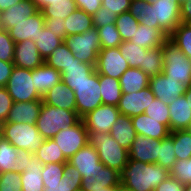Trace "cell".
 Listing matches in <instances>:
<instances>
[{"label": "cell", "instance_id": "cell-3", "mask_svg": "<svg viewBox=\"0 0 191 191\" xmlns=\"http://www.w3.org/2000/svg\"><path fill=\"white\" fill-rule=\"evenodd\" d=\"M88 141L94 146L100 161L107 167L122 172L129 160V152L110 133L90 131Z\"/></svg>", "mask_w": 191, "mask_h": 191}, {"label": "cell", "instance_id": "cell-64", "mask_svg": "<svg viewBox=\"0 0 191 191\" xmlns=\"http://www.w3.org/2000/svg\"><path fill=\"white\" fill-rule=\"evenodd\" d=\"M90 191H117V188H102L100 190H98V189H91Z\"/></svg>", "mask_w": 191, "mask_h": 191}, {"label": "cell", "instance_id": "cell-69", "mask_svg": "<svg viewBox=\"0 0 191 191\" xmlns=\"http://www.w3.org/2000/svg\"><path fill=\"white\" fill-rule=\"evenodd\" d=\"M187 25L191 28V21H189V22L187 23Z\"/></svg>", "mask_w": 191, "mask_h": 191}, {"label": "cell", "instance_id": "cell-10", "mask_svg": "<svg viewBox=\"0 0 191 191\" xmlns=\"http://www.w3.org/2000/svg\"><path fill=\"white\" fill-rule=\"evenodd\" d=\"M53 139L67 160L89 143L88 131L82 119L74 126L60 130Z\"/></svg>", "mask_w": 191, "mask_h": 191}, {"label": "cell", "instance_id": "cell-67", "mask_svg": "<svg viewBox=\"0 0 191 191\" xmlns=\"http://www.w3.org/2000/svg\"><path fill=\"white\" fill-rule=\"evenodd\" d=\"M143 1H145L147 3H153L155 0H143Z\"/></svg>", "mask_w": 191, "mask_h": 191}, {"label": "cell", "instance_id": "cell-65", "mask_svg": "<svg viewBox=\"0 0 191 191\" xmlns=\"http://www.w3.org/2000/svg\"><path fill=\"white\" fill-rule=\"evenodd\" d=\"M185 191H191V183L185 185Z\"/></svg>", "mask_w": 191, "mask_h": 191}, {"label": "cell", "instance_id": "cell-37", "mask_svg": "<svg viewBox=\"0 0 191 191\" xmlns=\"http://www.w3.org/2000/svg\"><path fill=\"white\" fill-rule=\"evenodd\" d=\"M118 48L122 57L128 61L129 67L144 69L146 48L136 46L130 41L122 42Z\"/></svg>", "mask_w": 191, "mask_h": 191}, {"label": "cell", "instance_id": "cell-18", "mask_svg": "<svg viewBox=\"0 0 191 191\" xmlns=\"http://www.w3.org/2000/svg\"><path fill=\"white\" fill-rule=\"evenodd\" d=\"M44 63L37 46L33 40H25L15 43L14 61L16 67L24 69H36Z\"/></svg>", "mask_w": 191, "mask_h": 191}, {"label": "cell", "instance_id": "cell-32", "mask_svg": "<svg viewBox=\"0 0 191 191\" xmlns=\"http://www.w3.org/2000/svg\"><path fill=\"white\" fill-rule=\"evenodd\" d=\"M92 28V16L83 10L76 9L65 19L66 37L74 34H82Z\"/></svg>", "mask_w": 191, "mask_h": 191}, {"label": "cell", "instance_id": "cell-19", "mask_svg": "<svg viewBox=\"0 0 191 191\" xmlns=\"http://www.w3.org/2000/svg\"><path fill=\"white\" fill-rule=\"evenodd\" d=\"M38 11L31 0H23L0 13V29L9 31L18 23L27 20Z\"/></svg>", "mask_w": 191, "mask_h": 191}, {"label": "cell", "instance_id": "cell-54", "mask_svg": "<svg viewBox=\"0 0 191 191\" xmlns=\"http://www.w3.org/2000/svg\"><path fill=\"white\" fill-rule=\"evenodd\" d=\"M34 156L35 155L28 150L19 149L17 153V157L15 159V164H16L15 172H19V173L25 172V168L29 166V164L31 163V159Z\"/></svg>", "mask_w": 191, "mask_h": 191}, {"label": "cell", "instance_id": "cell-50", "mask_svg": "<svg viewBox=\"0 0 191 191\" xmlns=\"http://www.w3.org/2000/svg\"><path fill=\"white\" fill-rule=\"evenodd\" d=\"M0 191H22V180L19 172L0 174Z\"/></svg>", "mask_w": 191, "mask_h": 191}, {"label": "cell", "instance_id": "cell-41", "mask_svg": "<svg viewBox=\"0 0 191 191\" xmlns=\"http://www.w3.org/2000/svg\"><path fill=\"white\" fill-rule=\"evenodd\" d=\"M149 77L156 76L163 71V51L161 47L147 49L145 52L144 69Z\"/></svg>", "mask_w": 191, "mask_h": 191}, {"label": "cell", "instance_id": "cell-63", "mask_svg": "<svg viewBox=\"0 0 191 191\" xmlns=\"http://www.w3.org/2000/svg\"><path fill=\"white\" fill-rule=\"evenodd\" d=\"M117 191H135L133 189H130L122 184H120L118 187H117Z\"/></svg>", "mask_w": 191, "mask_h": 191}, {"label": "cell", "instance_id": "cell-1", "mask_svg": "<svg viewBox=\"0 0 191 191\" xmlns=\"http://www.w3.org/2000/svg\"><path fill=\"white\" fill-rule=\"evenodd\" d=\"M129 13L139 20V24L159 29L166 37L182 23L178 0H155L153 3L132 0Z\"/></svg>", "mask_w": 191, "mask_h": 191}, {"label": "cell", "instance_id": "cell-48", "mask_svg": "<svg viewBox=\"0 0 191 191\" xmlns=\"http://www.w3.org/2000/svg\"><path fill=\"white\" fill-rule=\"evenodd\" d=\"M15 42L10 37L9 32L0 29V60L3 62L14 61Z\"/></svg>", "mask_w": 191, "mask_h": 191}, {"label": "cell", "instance_id": "cell-31", "mask_svg": "<svg viewBox=\"0 0 191 191\" xmlns=\"http://www.w3.org/2000/svg\"><path fill=\"white\" fill-rule=\"evenodd\" d=\"M95 71V65L80 62L76 57L73 63L61 71L64 84H80Z\"/></svg>", "mask_w": 191, "mask_h": 191}, {"label": "cell", "instance_id": "cell-6", "mask_svg": "<svg viewBox=\"0 0 191 191\" xmlns=\"http://www.w3.org/2000/svg\"><path fill=\"white\" fill-rule=\"evenodd\" d=\"M0 135L18 150L24 149L35 153L44 142L36 124L5 122L0 125Z\"/></svg>", "mask_w": 191, "mask_h": 191}, {"label": "cell", "instance_id": "cell-25", "mask_svg": "<svg viewBox=\"0 0 191 191\" xmlns=\"http://www.w3.org/2000/svg\"><path fill=\"white\" fill-rule=\"evenodd\" d=\"M109 133L125 149L129 150L137 133L133 127L131 117L119 115Z\"/></svg>", "mask_w": 191, "mask_h": 191}, {"label": "cell", "instance_id": "cell-46", "mask_svg": "<svg viewBox=\"0 0 191 191\" xmlns=\"http://www.w3.org/2000/svg\"><path fill=\"white\" fill-rule=\"evenodd\" d=\"M144 113L169 128V107L160 99L154 98V100L150 102L148 107L145 109Z\"/></svg>", "mask_w": 191, "mask_h": 191}, {"label": "cell", "instance_id": "cell-53", "mask_svg": "<svg viewBox=\"0 0 191 191\" xmlns=\"http://www.w3.org/2000/svg\"><path fill=\"white\" fill-rule=\"evenodd\" d=\"M13 99L5 87H0V125L5 123L12 108Z\"/></svg>", "mask_w": 191, "mask_h": 191}, {"label": "cell", "instance_id": "cell-49", "mask_svg": "<svg viewBox=\"0 0 191 191\" xmlns=\"http://www.w3.org/2000/svg\"><path fill=\"white\" fill-rule=\"evenodd\" d=\"M65 163H48L42 167L43 185L61 181Z\"/></svg>", "mask_w": 191, "mask_h": 191}, {"label": "cell", "instance_id": "cell-23", "mask_svg": "<svg viewBox=\"0 0 191 191\" xmlns=\"http://www.w3.org/2000/svg\"><path fill=\"white\" fill-rule=\"evenodd\" d=\"M42 103V100L13 102L6 122L36 124Z\"/></svg>", "mask_w": 191, "mask_h": 191}, {"label": "cell", "instance_id": "cell-52", "mask_svg": "<svg viewBox=\"0 0 191 191\" xmlns=\"http://www.w3.org/2000/svg\"><path fill=\"white\" fill-rule=\"evenodd\" d=\"M132 0H102V7L116 16L129 11Z\"/></svg>", "mask_w": 191, "mask_h": 191}, {"label": "cell", "instance_id": "cell-68", "mask_svg": "<svg viewBox=\"0 0 191 191\" xmlns=\"http://www.w3.org/2000/svg\"><path fill=\"white\" fill-rule=\"evenodd\" d=\"M180 4L184 3L185 1H188V0H178Z\"/></svg>", "mask_w": 191, "mask_h": 191}, {"label": "cell", "instance_id": "cell-36", "mask_svg": "<svg viewBox=\"0 0 191 191\" xmlns=\"http://www.w3.org/2000/svg\"><path fill=\"white\" fill-rule=\"evenodd\" d=\"M77 9L74 0H57L51 2L40 11L45 19H66L71 13Z\"/></svg>", "mask_w": 191, "mask_h": 191}, {"label": "cell", "instance_id": "cell-58", "mask_svg": "<svg viewBox=\"0 0 191 191\" xmlns=\"http://www.w3.org/2000/svg\"><path fill=\"white\" fill-rule=\"evenodd\" d=\"M15 65L13 62H3L0 60V87H5Z\"/></svg>", "mask_w": 191, "mask_h": 191}, {"label": "cell", "instance_id": "cell-4", "mask_svg": "<svg viewBox=\"0 0 191 191\" xmlns=\"http://www.w3.org/2000/svg\"><path fill=\"white\" fill-rule=\"evenodd\" d=\"M80 120L81 118L76 111L65 110L42 103L36 127L46 140L53 138L60 130L74 126Z\"/></svg>", "mask_w": 191, "mask_h": 191}, {"label": "cell", "instance_id": "cell-43", "mask_svg": "<svg viewBox=\"0 0 191 191\" xmlns=\"http://www.w3.org/2000/svg\"><path fill=\"white\" fill-rule=\"evenodd\" d=\"M115 25L122 41H130L138 30L139 20L134 18L128 11L117 16Z\"/></svg>", "mask_w": 191, "mask_h": 191}, {"label": "cell", "instance_id": "cell-44", "mask_svg": "<svg viewBox=\"0 0 191 191\" xmlns=\"http://www.w3.org/2000/svg\"><path fill=\"white\" fill-rule=\"evenodd\" d=\"M169 38L191 60V28L185 23H180Z\"/></svg>", "mask_w": 191, "mask_h": 191}, {"label": "cell", "instance_id": "cell-39", "mask_svg": "<svg viewBox=\"0 0 191 191\" xmlns=\"http://www.w3.org/2000/svg\"><path fill=\"white\" fill-rule=\"evenodd\" d=\"M176 161L173 136L169 134L162 140H158L157 164L170 171Z\"/></svg>", "mask_w": 191, "mask_h": 191}, {"label": "cell", "instance_id": "cell-56", "mask_svg": "<svg viewBox=\"0 0 191 191\" xmlns=\"http://www.w3.org/2000/svg\"><path fill=\"white\" fill-rule=\"evenodd\" d=\"M77 9L83 10L89 15L96 13L102 6V0H74Z\"/></svg>", "mask_w": 191, "mask_h": 191}, {"label": "cell", "instance_id": "cell-20", "mask_svg": "<svg viewBox=\"0 0 191 191\" xmlns=\"http://www.w3.org/2000/svg\"><path fill=\"white\" fill-rule=\"evenodd\" d=\"M128 152L129 159L144 163H157L158 139L137 134Z\"/></svg>", "mask_w": 191, "mask_h": 191}, {"label": "cell", "instance_id": "cell-8", "mask_svg": "<svg viewBox=\"0 0 191 191\" xmlns=\"http://www.w3.org/2000/svg\"><path fill=\"white\" fill-rule=\"evenodd\" d=\"M68 48L80 62L96 65L101 42L97 28H92L82 34H74L64 39Z\"/></svg>", "mask_w": 191, "mask_h": 191}, {"label": "cell", "instance_id": "cell-45", "mask_svg": "<svg viewBox=\"0 0 191 191\" xmlns=\"http://www.w3.org/2000/svg\"><path fill=\"white\" fill-rule=\"evenodd\" d=\"M97 29L101 42V49L119 47L123 42L115 24H108Z\"/></svg>", "mask_w": 191, "mask_h": 191}, {"label": "cell", "instance_id": "cell-66", "mask_svg": "<svg viewBox=\"0 0 191 191\" xmlns=\"http://www.w3.org/2000/svg\"><path fill=\"white\" fill-rule=\"evenodd\" d=\"M186 130L191 133V120H190L189 125H188V127L186 128Z\"/></svg>", "mask_w": 191, "mask_h": 191}, {"label": "cell", "instance_id": "cell-17", "mask_svg": "<svg viewBox=\"0 0 191 191\" xmlns=\"http://www.w3.org/2000/svg\"><path fill=\"white\" fill-rule=\"evenodd\" d=\"M44 26L45 18L43 17L41 11L38 10L34 15L28 17L27 20L18 23L8 32L15 43L28 39L35 41Z\"/></svg>", "mask_w": 191, "mask_h": 191}, {"label": "cell", "instance_id": "cell-47", "mask_svg": "<svg viewBox=\"0 0 191 191\" xmlns=\"http://www.w3.org/2000/svg\"><path fill=\"white\" fill-rule=\"evenodd\" d=\"M170 176L176 178L183 185L191 183V157L177 160L170 170Z\"/></svg>", "mask_w": 191, "mask_h": 191}, {"label": "cell", "instance_id": "cell-42", "mask_svg": "<svg viewBox=\"0 0 191 191\" xmlns=\"http://www.w3.org/2000/svg\"><path fill=\"white\" fill-rule=\"evenodd\" d=\"M170 134L173 136L177 160L189 159L191 157V133L185 129L172 131Z\"/></svg>", "mask_w": 191, "mask_h": 191}, {"label": "cell", "instance_id": "cell-13", "mask_svg": "<svg viewBox=\"0 0 191 191\" xmlns=\"http://www.w3.org/2000/svg\"><path fill=\"white\" fill-rule=\"evenodd\" d=\"M149 87L155 98L167 105L187 91V87L183 83L167 78L163 73L150 77Z\"/></svg>", "mask_w": 191, "mask_h": 191}, {"label": "cell", "instance_id": "cell-22", "mask_svg": "<svg viewBox=\"0 0 191 191\" xmlns=\"http://www.w3.org/2000/svg\"><path fill=\"white\" fill-rule=\"evenodd\" d=\"M44 104L59 107L65 110L76 111L75 93L63 81L49 89L43 96Z\"/></svg>", "mask_w": 191, "mask_h": 191}, {"label": "cell", "instance_id": "cell-16", "mask_svg": "<svg viewBox=\"0 0 191 191\" xmlns=\"http://www.w3.org/2000/svg\"><path fill=\"white\" fill-rule=\"evenodd\" d=\"M99 162L100 158L95 147L89 143L68 159V163L78 170L82 178H91L98 170Z\"/></svg>", "mask_w": 191, "mask_h": 191}, {"label": "cell", "instance_id": "cell-51", "mask_svg": "<svg viewBox=\"0 0 191 191\" xmlns=\"http://www.w3.org/2000/svg\"><path fill=\"white\" fill-rule=\"evenodd\" d=\"M117 16L113 12L105 10V7H102L92 15L93 27L99 28L106 26L108 24H115Z\"/></svg>", "mask_w": 191, "mask_h": 191}, {"label": "cell", "instance_id": "cell-29", "mask_svg": "<svg viewBox=\"0 0 191 191\" xmlns=\"http://www.w3.org/2000/svg\"><path fill=\"white\" fill-rule=\"evenodd\" d=\"M167 37L156 28L139 24L138 30L130 40L133 44L146 49L161 47Z\"/></svg>", "mask_w": 191, "mask_h": 191}, {"label": "cell", "instance_id": "cell-7", "mask_svg": "<svg viewBox=\"0 0 191 191\" xmlns=\"http://www.w3.org/2000/svg\"><path fill=\"white\" fill-rule=\"evenodd\" d=\"M75 93L76 112L82 119L86 114L102 105L99 74L96 70L80 84H65Z\"/></svg>", "mask_w": 191, "mask_h": 191}, {"label": "cell", "instance_id": "cell-60", "mask_svg": "<svg viewBox=\"0 0 191 191\" xmlns=\"http://www.w3.org/2000/svg\"><path fill=\"white\" fill-rule=\"evenodd\" d=\"M21 1L23 0H0V13L6 11L10 7L14 6L15 4Z\"/></svg>", "mask_w": 191, "mask_h": 191}, {"label": "cell", "instance_id": "cell-28", "mask_svg": "<svg viewBox=\"0 0 191 191\" xmlns=\"http://www.w3.org/2000/svg\"><path fill=\"white\" fill-rule=\"evenodd\" d=\"M119 81L122 93H133L149 87L150 77L139 68L129 67Z\"/></svg>", "mask_w": 191, "mask_h": 191}, {"label": "cell", "instance_id": "cell-2", "mask_svg": "<svg viewBox=\"0 0 191 191\" xmlns=\"http://www.w3.org/2000/svg\"><path fill=\"white\" fill-rule=\"evenodd\" d=\"M121 184L135 191H154L165 179L170 177V171L157 163H144L129 159L123 168Z\"/></svg>", "mask_w": 191, "mask_h": 191}, {"label": "cell", "instance_id": "cell-38", "mask_svg": "<svg viewBox=\"0 0 191 191\" xmlns=\"http://www.w3.org/2000/svg\"><path fill=\"white\" fill-rule=\"evenodd\" d=\"M74 60V53H72L67 44L63 42L44 62L48 66L61 72L64 68H67L71 63H73Z\"/></svg>", "mask_w": 191, "mask_h": 191}, {"label": "cell", "instance_id": "cell-9", "mask_svg": "<svg viewBox=\"0 0 191 191\" xmlns=\"http://www.w3.org/2000/svg\"><path fill=\"white\" fill-rule=\"evenodd\" d=\"M5 88L13 99V102L42 100V96L35 88L31 69L15 66Z\"/></svg>", "mask_w": 191, "mask_h": 191}, {"label": "cell", "instance_id": "cell-35", "mask_svg": "<svg viewBox=\"0 0 191 191\" xmlns=\"http://www.w3.org/2000/svg\"><path fill=\"white\" fill-rule=\"evenodd\" d=\"M34 42L40 56L45 61L52 54V52L64 42V40L58 37L55 33L53 34L49 29H47V27L44 26Z\"/></svg>", "mask_w": 191, "mask_h": 191}, {"label": "cell", "instance_id": "cell-30", "mask_svg": "<svg viewBox=\"0 0 191 191\" xmlns=\"http://www.w3.org/2000/svg\"><path fill=\"white\" fill-rule=\"evenodd\" d=\"M41 162L34 156L25 172L20 173L22 180V191H43Z\"/></svg>", "mask_w": 191, "mask_h": 191}, {"label": "cell", "instance_id": "cell-33", "mask_svg": "<svg viewBox=\"0 0 191 191\" xmlns=\"http://www.w3.org/2000/svg\"><path fill=\"white\" fill-rule=\"evenodd\" d=\"M99 83L102 103L117 106L122 95L120 81L99 74Z\"/></svg>", "mask_w": 191, "mask_h": 191}, {"label": "cell", "instance_id": "cell-61", "mask_svg": "<svg viewBox=\"0 0 191 191\" xmlns=\"http://www.w3.org/2000/svg\"><path fill=\"white\" fill-rule=\"evenodd\" d=\"M38 8V10H41L42 8L51 5V2L57 1V0H31Z\"/></svg>", "mask_w": 191, "mask_h": 191}, {"label": "cell", "instance_id": "cell-62", "mask_svg": "<svg viewBox=\"0 0 191 191\" xmlns=\"http://www.w3.org/2000/svg\"><path fill=\"white\" fill-rule=\"evenodd\" d=\"M184 95L186 96V99H189V105L191 106V86L187 87V91Z\"/></svg>", "mask_w": 191, "mask_h": 191}, {"label": "cell", "instance_id": "cell-21", "mask_svg": "<svg viewBox=\"0 0 191 191\" xmlns=\"http://www.w3.org/2000/svg\"><path fill=\"white\" fill-rule=\"evenodd\" d=\"M169 130H185L191 120V106L189 99L185 95H181L172 100L169 104Z\"/></svg>", "mask_w": 191, "mask_h": 191}, {"label": "cell", "instance_id": "cell-24", "mask_svg": "<svg viewBox=\"0 0 191 191\" xmlns=\"http://www.w3.org/2000/svg\"><path fill=\"white\" fill-rule=\"evenodd\" d=\"M131 119L136 133L144 137L162 140L170 134V130L166 125L154 120L145 113L135 115Z\"/></svg>", "mask_w": 191, "mask_h": 191}, {"label": "cell", "instance_id": "cell-27", "mask_svg": "<svg viewBox=\"0 0 191 191\" xmlns=\"http://www.w3.org/2000/svg\"><path fill=\"white\" fill-rule=\"evenodd\" d=\"M82 186V176L70 163L64 166L63 178L61 181L47 183L43 191H79Z\"/></svg>", "mask_w": 191, "mask_h": 191}, {"label": "cell", "instance_id": "cell-5", "mask_svg": "<svg viewBox=\"0 0 191 191\" xmlns=\"http://www.w3.org/2000/svg\"><path fill=\"white\" fill-rule=\"evenodd\" d=\"M163 71L167 78H172L191 86V60L186 57L180 48L167 37L162 45Z\"/></svg>", "mask_w": 191, "mask_h": 191}, {"label": "cell", "instance_id": "cell-11", "mask_svg": "<svg viewBox=\"0 0 191 191\" xmlns=\"http://www.w3.org/2000/svg\"><path fill=\"white\" fill-rule=\"evenodd\" d=\"M129 68L118 47L101 49L97 56L95 70L98 74L119 80Z\"/></svg>", "mask_w": 191, "mask_h": 191}, {"label": "cell", "instance_id": "cell-12", "mask_svg": "<svg viewBox=\"0 0 191 191\" xmlns=\"http://www.w3.org/2000/svg\"><path fill=\"white\" fill-rule=\"evenodd\" d=\"M120 115L117 106L102 104L86 114L82 120L88 131L109 133Z\"/></svg>", "mask_w": 191, "mask_h": 191}, {"label": "cell", "instance_id": "cell-57", "mask_svg": "<svg viewBox=\"0 0 191 191\" xmlns=\"http://www.w3.org/2000/svg\"><path fill=\"white\" fill-rule=\"evenodd\" d=\"M154 191H185V185L170 176L160 183Z\"/></svg>", "mask_w": 191, "mask_h": 191}, {"label": "cell", "instance_id": "cell-34", "mask_svg": "<svg viewBox=\"0 0 191 191\" xmlns=\"http://www.w3.org/2000/svg\"><path fill=\"white\" fill-rule=\"evenodd\" d=\"M34 155L42 165L68 162L53 138L44 140Z\"/></svg>", "mask_w": 191, "mask_h": 191}, {"label": "cell", "instance_id": "cell-40", "mask_svg": "<svg viewBox=\"0 0 191 191\" xmlns=\"http://www.w3.org/2000/svg\"><path fill=\"white\" fill-rule=\"evenodd\" d=\"M18 149L0 135V174L15 172Z\"/></svg>", "mask_w": 191, "mask_h": 191}, {"label": "cell", "instance_id": "cell-55", "mask_svg": "<svg viewBox=\"0 0 191 191\" xmlns=\"http://www.w3.org/2000/svg\"><path fill=\"white\" fill-rule=\"evenodd\" d=\"M45 27H47V29H49L53 34L55 33L63 40L66 38L64 19H45Z\"/></svg>", "mask_w": 191, "mask_h": 191}, {"label": "cell", "instance_id": "cell-26", "mask_svg": "<svg viewBox=\"0 0 191 191\" xmlns=\"http://www.w3.org/2000/svg\"><path fill=\"white\" fill-rule=\"evenodd\" d=\"M32 77H34L35 88L41 96L62 81L61 72L48 66L45 62L32 70Z\"/></svg>", "mask_w": 191, "mask_h": 191}, {"label": "cell", "instance_id": "cell-14", "mask_svg": "<svg viewBox=\"0 0 191 191\" xmlns=\"http://www.w3.org/2000/svg\"><path fill=\"white\" fill-rule=\"evenodd\" d=\"M154 98L150 87L133 93H122L117 108L121 115L133 117L144 113Z\"/></svg>", "mask_w": 191, "mask_h": 191}, {"label": "cell", "instance_id": "cell-15", "mask_svg": "<svg viewBox=\"0 0 191 191\" xmlns=\"http://www.w3.org/2000/svg\"><path fill=\"white\" fill-rule=\"evenodd\" d=\"M121 184V175L115 169L105 166L99 162L98 170L91 178H82V191H90L91 189L117 188Z\"/></svg>", "mask_w": 191, "mask_h": 191}, {"label": "cell", "instance_id": "cell-59", "mask_svg": "<svg viewBox=\"0 0 191 191\" xmlns=\"http://www.w3.org/2000/svg\"><path fill=\"white\" fill-rule=\"evenodd\" d=\"M180 18L182 23L185 24L191 21V0L180 4Z\"/></svg>", "mask_w": 191, "mask_h": 191}]
</instances>
